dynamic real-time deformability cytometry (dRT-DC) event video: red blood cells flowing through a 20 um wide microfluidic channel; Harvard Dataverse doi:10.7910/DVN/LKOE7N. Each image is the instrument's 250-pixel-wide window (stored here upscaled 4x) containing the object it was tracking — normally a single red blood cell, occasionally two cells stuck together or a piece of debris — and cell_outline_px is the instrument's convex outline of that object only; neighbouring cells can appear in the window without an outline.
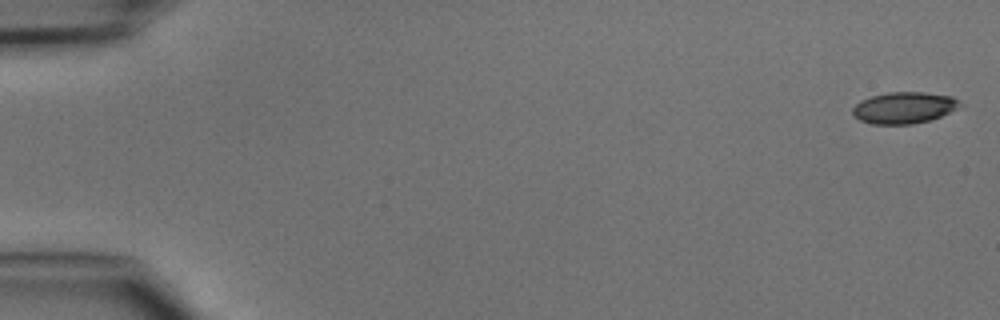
{"species": "common noctule bat (a hibernating species)", "species_latin": "Nyctalus noctula", "temperature_condition": "cold", "stored_images_in_passage": 48, "camera_frame_rate_fps": 3000, "um_per_image_px": 0.085, "animal": {"sex": "male", "body_mass_g": 15.6}, "frame": {"image": 1, "passage_image": 1, "time_ms": 0.0, "image_size_px": [1000, 320], "cell_outline_px": [[964, 104], [940, 116], [928, 120], [912, 124], [872, 124], [860, 120], [852, 112], [852, 108], [860, 100], [872, 96], [888, 92], [924, 92], [952, 96], [960, 100]], "centroid_in_image_um": [76.85, 9.14], "position_along_channel_um": 8.2, "area_um2": 19.59}}
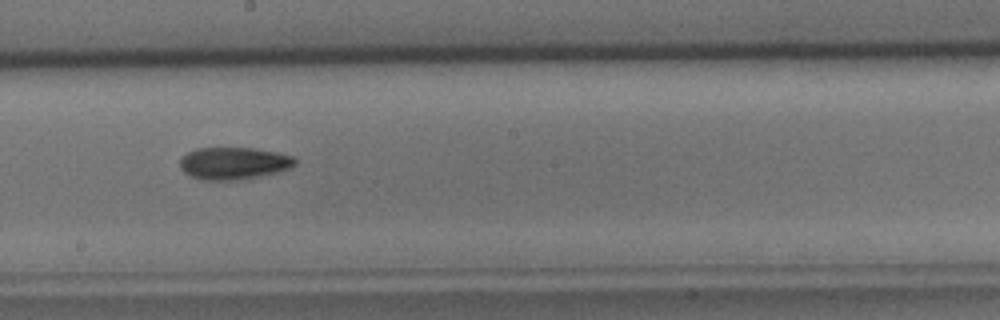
{"frame": {"image": 2, "passage_image": 27, "time_ms": 8.667, "image_size_px": [1000, 320], "cell_outline_px": [[296, 164], [292, 168], [260, 176], [240, 180], [200, 180], [188, 176], [180, 168], [180, 160], [188, 152], [196, 148], [256, 148], [276, 152], [292, 156], [296, 160]], "centroid_in_image_um": [19.85, 13.89], "position_along_channel_um": 228.3, "area_um2": 21.79}}
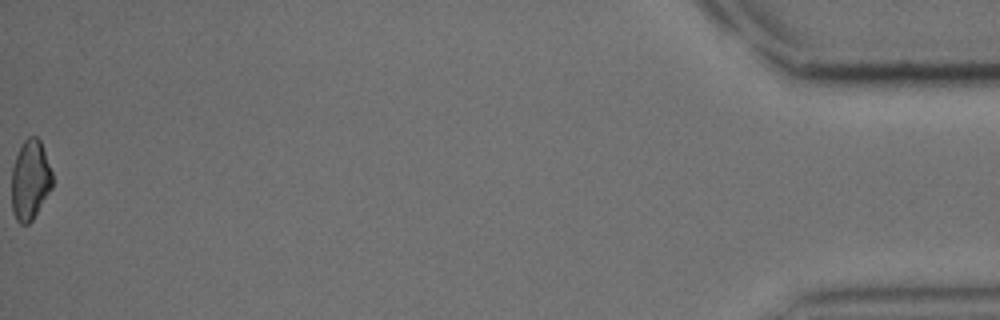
{"frame": {"image": 3, "passage_image": 48, "time_ms": 15.667, "image_size_px": [1000, 320], "cell_outline_px": [[52, 188], [32, 220], [28, 224], [20, 224], [16, 220], [12, 208], [12, 168], [16, 156], [24, 140], [28, 136], [36, 136], [40, 140], [52, 172]], "centroid_in_image_um": [2.56, 15.3], "position_along_channel_um": 432.6, "area_um2": 18.84}}